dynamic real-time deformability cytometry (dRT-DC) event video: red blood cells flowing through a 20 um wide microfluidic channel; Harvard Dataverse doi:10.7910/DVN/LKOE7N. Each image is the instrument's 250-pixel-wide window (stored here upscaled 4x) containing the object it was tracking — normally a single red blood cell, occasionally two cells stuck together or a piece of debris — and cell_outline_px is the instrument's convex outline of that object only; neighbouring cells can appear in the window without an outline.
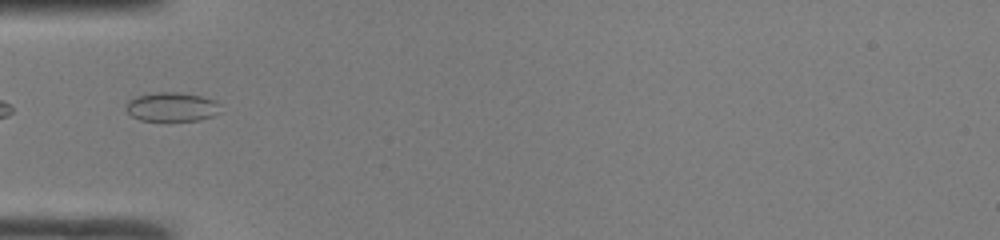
{"species": "common noctule bat (a hibernating species)", "species_latin": "Nyctalus noctula", "temperature_condition": "room temperature", "stored_images_in_passage": 21, "camera_frame_rate_fps": 3000, "um_per_image_px": 0.085, "animal": {"sex": "male", "body_mass_g": 19.0, "forearm_length_mm": 50.8}, "frame": {"image": 1, "passage_image": 1, "time_ms": 0.0, "image_size_px": [1000, 240], "cell_outline_px": [[220, 112], [212, 116], [200, 120], [140, 120], [132, 116], [124, 108], [128, 100], [136, 96], [156, 92], [180, 92], [200, 96], [216, 100], [220, 104]], "centroid_in_image_um": [14.6, 9.07], "position_along_channel_um": 70.4, "area_um2": 16.07}}
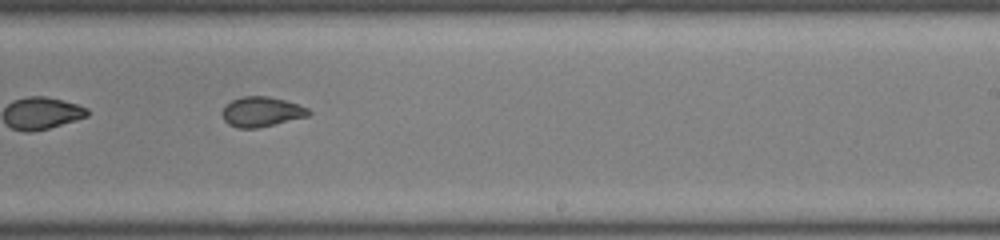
{"frame": {"image": 2, "passage_image": 15, "time_ms": 4.667, "image_size_px": [1000, 240], "cell_outline_px": [[312, 112], [308, 116], [256, 128], [236, 128], [228, 124], [224, 120], [220, 112], [232, 100], [244, 96], [268, 96], [284, 100], [308, 108]], "centroid_in_image_um": [22.2, 9.5], "position_along_channel_um": 266.8, "area_um2": 14.91}}
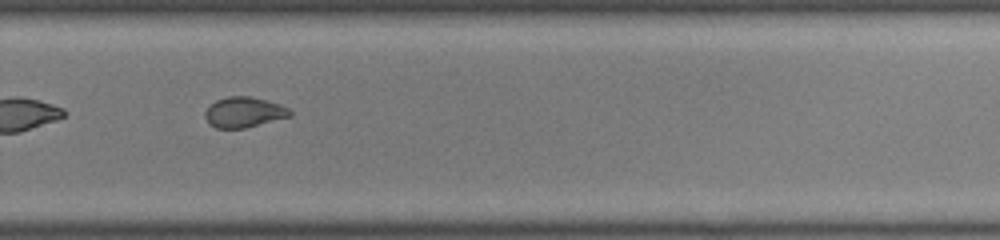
{"frame": {"image": 3, "passage_image": 18, "time_ms": 5.667, "image_size_px": [1000, 240], "cell_outline_px": [[292, 116], [244, 128], [216, 128], [208, 124], [204, 116], [204, 112], [216, 100], [228, 96], [248, 96], [280, 104], [288, 108], [292, 112]], "centroid_in_image_um": [20.72, 9.55], "position_along_channel_um": 309.1, "area_um2": 14.97}}